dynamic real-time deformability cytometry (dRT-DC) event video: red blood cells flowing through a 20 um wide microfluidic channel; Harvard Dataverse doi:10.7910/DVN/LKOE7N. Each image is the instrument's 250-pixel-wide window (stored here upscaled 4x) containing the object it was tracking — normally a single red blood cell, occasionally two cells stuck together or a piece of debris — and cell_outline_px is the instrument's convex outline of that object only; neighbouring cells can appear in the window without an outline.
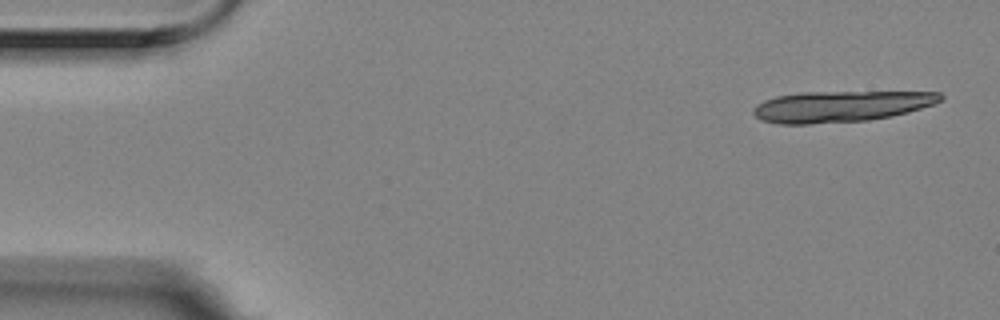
{"species": "Egyptian fruit bat (a non-hibernating species)", "species_latin": "Rousettus aegyptiacus", "temperature_condition": "room temperature", "stored_images_in_passage": 5, "segment_of_instrument_passage": [1, 2], "camera_frame_rate_fps": 3000, "um_per_image_px": 0.085, "animal": {"sex": "female"}, "frame": {"image": 1, "passage_image": 1, "time_ms": 0.0, "image_size_px": [1000, 320], "cell_outline_px": [[944, 100], [936, 104], [908, 112], [892, 116], [868, 120], [808, 124], [780, 124], [760, 120], [752, 112], [764, 100], [776, 96], [800, 92], [940, 92], [944, 96]], "centroid_in_image_um": [71.52, 9.04], "position_along_channel_um": 13.5, "area_um2": 33.93}}